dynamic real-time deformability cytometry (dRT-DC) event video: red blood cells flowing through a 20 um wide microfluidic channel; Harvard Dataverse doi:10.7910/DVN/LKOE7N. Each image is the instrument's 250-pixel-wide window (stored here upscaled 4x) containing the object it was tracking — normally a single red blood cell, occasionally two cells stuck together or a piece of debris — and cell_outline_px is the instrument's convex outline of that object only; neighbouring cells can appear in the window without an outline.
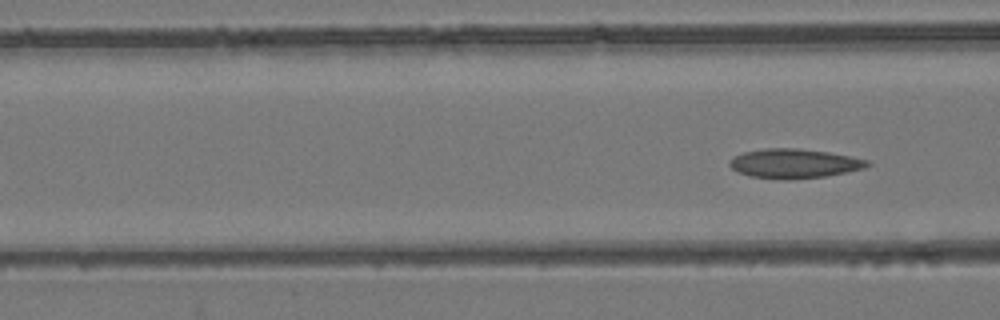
{"species": "common noctule bat (a hibernating species)", "species_latin": "Nyctalus noctula", "temperature_condition": "room temperature", "stored_images_in_passage": 6, "camera_frame_rate_fps": 3000, "um_per_image_px": 0.085, "animal": {"sex": "female", "body_mass_g": 24.6, "forearm_length_mm": 56.2}, "frame": {"image": 1, "passage_image": 6, "time_ms": 1.667, "image_size_px": [1000, 320], "cell_outline_px": [[872, 164], [864, 168], [824, 176], [788, 180], [752, 176], [740, 172], [732, 168], [728, 164], [728, 160], [732, 156], [744, 152], [764, 148], [796, 148], [828, 152], [868, 160]], "centroid_in_image_um": [67.47, 13.89], "position_along_channel_um": 99.1, "area_um2": 23.35}}